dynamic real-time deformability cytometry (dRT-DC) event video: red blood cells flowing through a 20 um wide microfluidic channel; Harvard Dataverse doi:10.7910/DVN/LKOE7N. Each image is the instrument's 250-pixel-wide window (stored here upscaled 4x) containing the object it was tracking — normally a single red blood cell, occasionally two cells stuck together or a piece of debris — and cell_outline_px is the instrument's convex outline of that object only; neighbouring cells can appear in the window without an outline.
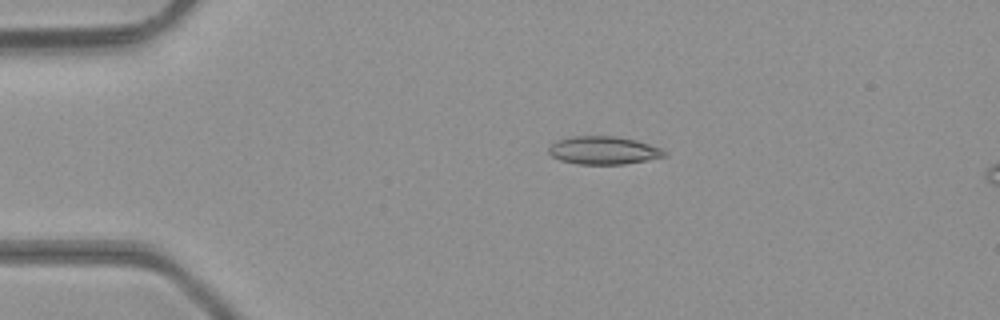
{"species": "common noctule bat (a hibernating species)", "species_latin": "Nyctalus noctula", "temperature_condition": "room temperature", "stored_images_in_passage": 4, "camera_frame_rate_fps": 3000, "um_per_image_px": 0.085, "animal": {"sex": "male", "body_mass_g": 23.1, "forearm_length_mm": 52.7}, "frame": {"image": 1, "passage_image": 3, "time_ms": 0.667, "image_size_px": [1000, 320], "cell_outline_px": [[668, 156], [624, 164], [580, 164], [560, 160], [552, 156], [548, 152], [548, 148], [556, 140], [572, 136], [612, 136], [636, 140], [660, 148], [668, 152]], "centroid_in_image_um": [51.3, 12.78], "position_along_channel_um": 33.7, "area_um2": 18.84}}